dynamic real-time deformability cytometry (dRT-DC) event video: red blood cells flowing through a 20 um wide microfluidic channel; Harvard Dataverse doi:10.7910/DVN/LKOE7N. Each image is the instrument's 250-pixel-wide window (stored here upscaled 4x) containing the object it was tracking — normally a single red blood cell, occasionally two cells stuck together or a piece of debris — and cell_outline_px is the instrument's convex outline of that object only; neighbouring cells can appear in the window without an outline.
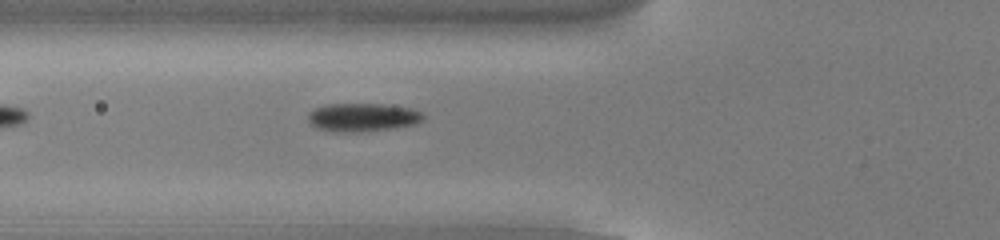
{"species": "common noctule bat (a hibernating species)", "species_latin": "Nyctalus noctula", "temperature_condition": "cold", "stored_images_in_passage": 19, "camera_frame_rate_fps": 3000, "um_per_image_px": 0.085, "animal": {"sex": "male", "body_mass_g": 13.0, "forearm_length_mm": 53.1}, "frame": {"image": 1, "passage_image": 3, "time_ms": 0.667, "image_size_px": [1000, 240], "cell_outline_px": [[424, 120], [416, 124], [392, 128], [360, 132], [336, 132], [316, 128], [308, 120], [308, 112], [316, 108], [328, 104], [384, 104], [412, 108], [420, 112], [424, 116]], "centroid_in_image_um": [30.83, 9.97], "position_along_channel_um": 95.0, "area_um2": 19.07}}
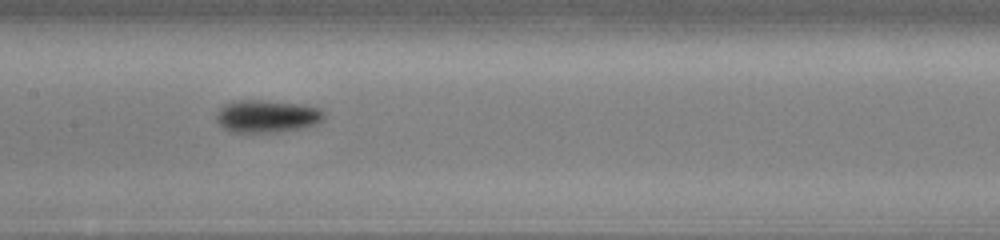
{"frame": {"image": 2, "passage_image": 10, "time_ms": 3.0, "image_size_px": [1000, 240], "cell_outline_px": [[324, 116], [316, 124], [300, 128], [276, 132], [228, 132], [216, 124], [216, 112], [224, 104], [232, 100], [264, 100], [300, 104], [320, 108], [324, 112]], "centroid_in_image_um": [22.6, 9.87], "position_along_channel_um": 184.8, "area_um2": 20.63}}
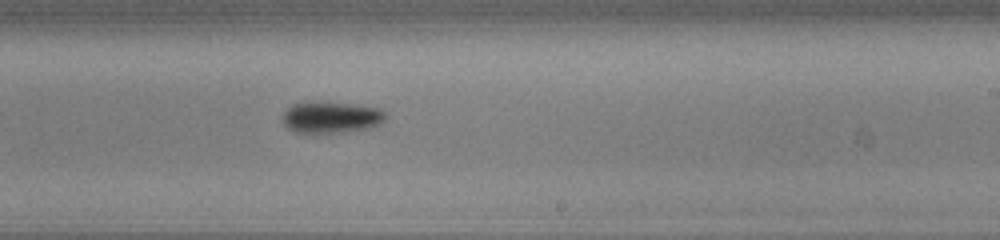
{"frame": {"image": 3, "passage_image": 16, "time_ms": 5.0, "image_size_px": [1000, 240], "cell_outline_px": [[384, 120], [380, 124], [368, 128], [332, 132], [296, 132], [288, 128], [284, 124], [284, 112], [292, 104], [348, 104], [380, 108], [384, 112]], "centroid_in_image_um": [28.17, 9.99], "position_along_channel_um": 260.8, "area_um2": 17.74}}